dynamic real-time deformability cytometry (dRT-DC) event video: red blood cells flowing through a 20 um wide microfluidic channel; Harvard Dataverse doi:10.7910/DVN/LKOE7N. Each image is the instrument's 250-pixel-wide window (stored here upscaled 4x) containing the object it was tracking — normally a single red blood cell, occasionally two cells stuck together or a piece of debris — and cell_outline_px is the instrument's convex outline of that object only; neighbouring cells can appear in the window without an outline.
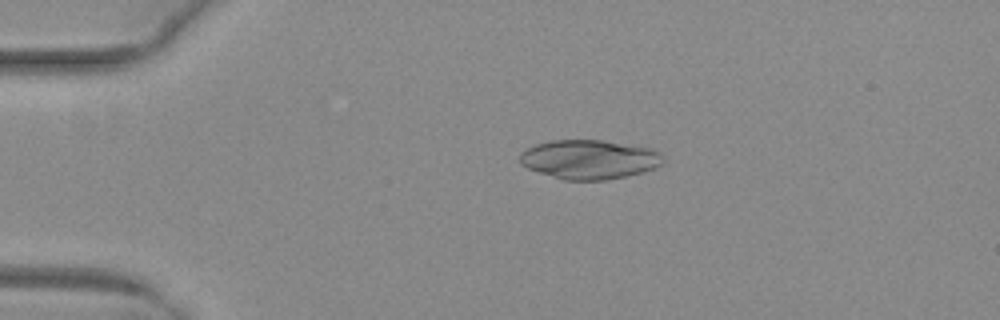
{"species": "common noctule bat (a hibernating species)", "species_latin": "Nyctalus noctula", "temperature_condition": "warm", "stored_images_in_passage": 52, "camera_frame_rate_fps": 3000, "um_per_image_px": 0.085, "animal": {"sex": "female", "body_mass_g": 29.2, "forearm_length_mm": 56.3}, "frame": {"image": 1, "passage_image": 12, "time_ms": 3.667, "image_size_px": [1000, 320], "cell_outline_px": [[664, 160], [660, 164], [652, 168], [640, 172], [608, 180], [564, 180], [528, 168], [520, 164], [520, 152], [536, 144], [552, 140], [600, 140], [652, 148], [660, 152], [664, 156]], "centroid_in_image_um": [50.08, 13.54], "position_along_channel_um": 34.9, "area_um2": 32.48}}